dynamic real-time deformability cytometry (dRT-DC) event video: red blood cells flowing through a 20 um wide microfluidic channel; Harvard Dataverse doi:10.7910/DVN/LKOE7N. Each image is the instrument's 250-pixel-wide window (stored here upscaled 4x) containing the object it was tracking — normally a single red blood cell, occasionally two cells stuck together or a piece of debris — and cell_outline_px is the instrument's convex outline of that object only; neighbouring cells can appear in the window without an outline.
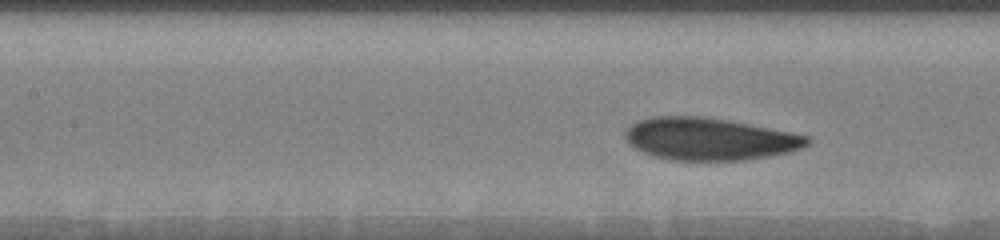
{"species": "human", "species_latin": "Homo sapiens", "temperature_condition": "warm", "stored_images_in_passage": 14, "segment_of_instrument_passage": [2, 2], "camera_frame_rate_fps": 3000, "um_per_image_px": 0.085, "donor": {"sex": "male"}, "frame": {"image": 1, "passage_image": 14, "time_ms": 6.0, "image_size_px": [1000, 240], "cell_outline_px": [[812, 140], [808, 144], [800, 148], [788, 152], [748, 160], [672, 160], [656, 156], [644, 152], [628, 144], [624, 136], [624, 132], [632, 124], [640, 120], [652, 116], [704, 116], [728, 120], [812, 136]], "centroid_in_image_um": [60.32, 11.8], "position_along_channel_um": 147.1, "area_um2": 44.85}}